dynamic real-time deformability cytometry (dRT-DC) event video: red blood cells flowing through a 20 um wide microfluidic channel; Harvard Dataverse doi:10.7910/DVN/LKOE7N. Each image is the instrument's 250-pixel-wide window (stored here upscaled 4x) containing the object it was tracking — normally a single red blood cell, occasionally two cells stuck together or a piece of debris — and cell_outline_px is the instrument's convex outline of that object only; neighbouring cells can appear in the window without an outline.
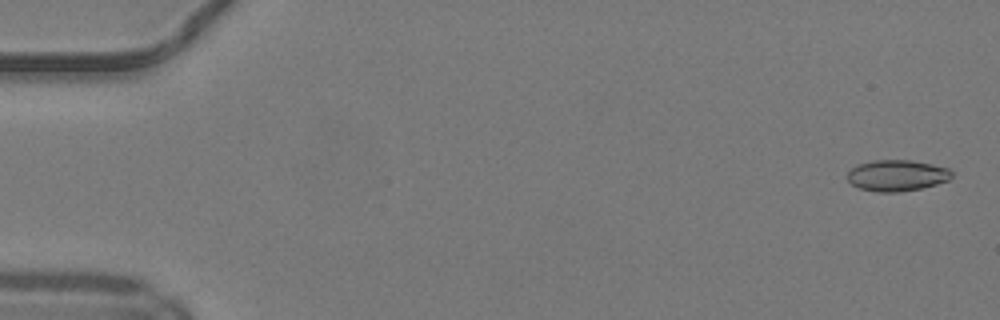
{"species": "common noctule bat (a hibernating species)", "species_latin": "Nyctalus noctula", "temperature_condition": "warm", "stored_images_in_passage": 17, "camera_frame_rate_fps": 3000, "um_per_image_px": 0.085, "animal": {"sex": "male", "body_mass_g": 19.2, "forearm_length_mm": 51.8}, "frame": {"image": 1, "passage_image": 2, "time_ms": 0.333, "image_size_px": [1000, 320], "cell_outline_px": [[952, 176], [948, 180], [936, 184], [920, 188], [900, 192], [876, 192], [860, 188], [852, 184], [848, 180], [848, 172], [856, 164], [872, 160], [912, 160], [932, 164], [948, 168], [952, 172]], "centroid_in_image_um": [76.22, 14.91], "position_along_channel_um": 8.8, "area_um2": 18.96}}
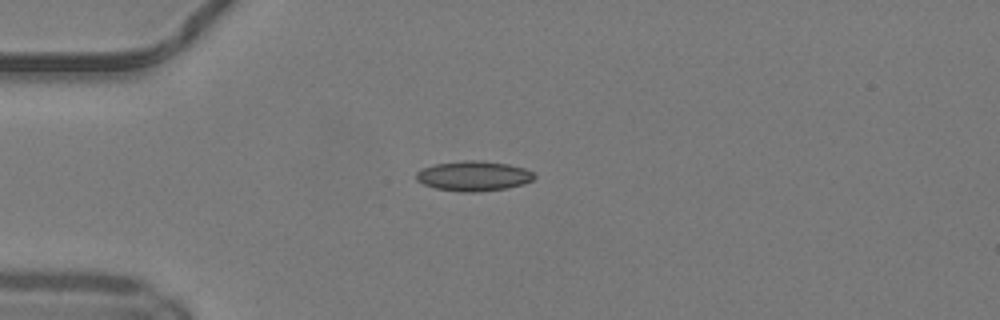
{"frame": {"image": 2, "passage_image": 14, "time_ms": 4.333, "image_size_px": [1000, 320], "cell_outline_px": [[536, 176], [532, 180], [524, 184], [508, 188], [476, 192], [460, 192], [436, 188], [424, 184], [416, 180], [416, 172], [424, 168], [436, 164], [464, 160], [480, 160], [508, 164], [524, 168], [532, 172]], "centroid_in_image_um": [40.27, 14.96], "position_along_channel_um": 44.7, "area_um2": 20.58}}